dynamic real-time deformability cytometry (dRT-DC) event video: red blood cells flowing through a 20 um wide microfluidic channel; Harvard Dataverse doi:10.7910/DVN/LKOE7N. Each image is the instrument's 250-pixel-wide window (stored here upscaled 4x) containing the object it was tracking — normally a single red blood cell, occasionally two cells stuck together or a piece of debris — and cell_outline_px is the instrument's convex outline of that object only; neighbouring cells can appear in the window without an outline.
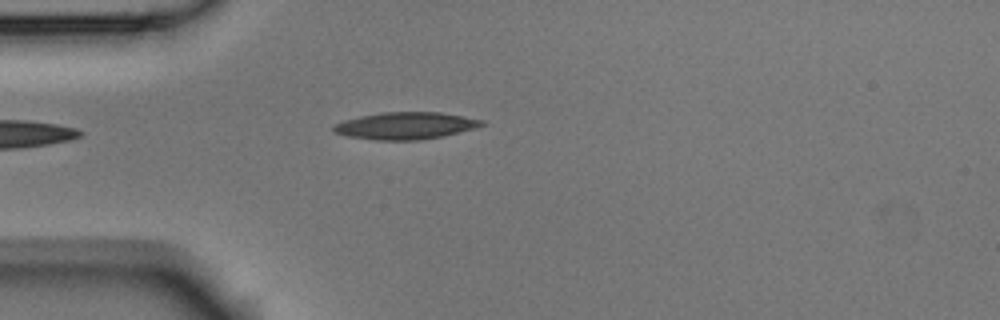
{"species": "Egyptian fruit bat (a non-hibernating species)", "species_latin": "Rousettus aegyptiacus", "temperature_condition": "room temperature", "stored_images_in_passage": 4, "camera_frame_rate_fps": 3000, "um_per_image_px": 0.085, "animal": {"sex": "male"}, "frame": {"image": 1, "passage_image": 4, "time_ms": 1.0, "image_size_px": [1000, 320], "cell_outline_px": [[488, 124], [476, 128], [444, 136], [420, 140], [376, 140], [348, 136], [332, 132], [332, 124], [344, 120], [360, 116], [384, 112], [440, 112], [484, 120]], "centroid_in_image_um": [34.48, 10.69], "position_along_channel_um": 50.5, "area_um2": 23.58}}